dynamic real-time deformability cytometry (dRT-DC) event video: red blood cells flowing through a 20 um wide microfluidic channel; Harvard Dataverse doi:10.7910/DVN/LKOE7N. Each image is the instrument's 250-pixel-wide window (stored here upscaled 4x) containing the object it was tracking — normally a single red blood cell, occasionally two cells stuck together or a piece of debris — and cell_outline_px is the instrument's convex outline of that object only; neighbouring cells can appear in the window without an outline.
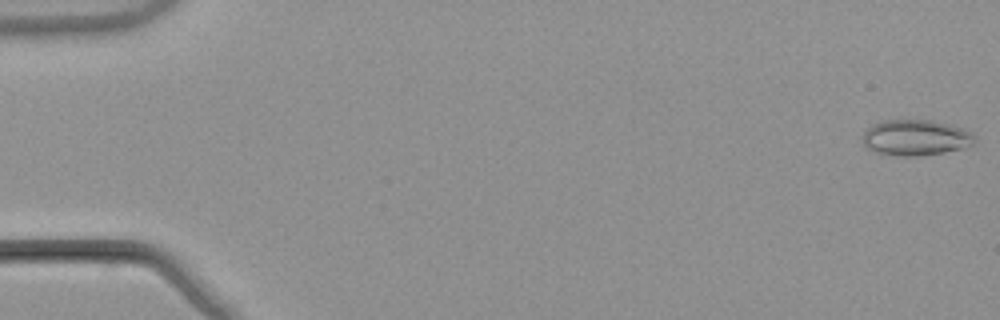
{"species": "common noctule bat (a hibernating species)", "species_latin": "Nyctalus noctula", "temperature_condition": "warm", "stored_images_in_passage": 53, "camera_frame_rate_fps": 3000, "um_per_image_px": 0.085, "animal": {"sex": "male", "body_mass_g": 21.5, "forearm_length_mm": 52.0}, "frame": {"image": 1, "passage_image": 1, "time_ms": 0.0, "image_size_px": [1000, 320], "cell_outline_px": [[976, 140], [972, 144], [960, 148], [944, 152], [916, 156], [880, 156], [868, 148], [864, 144], [864, 132], [872, 124], [880, 120], [932, 120], [968, 128], [976, 136]], "centroid_in_image_um": [77.83, 11.7], "position_along_channel_um": 7.2, "area_um2": 23.81}}
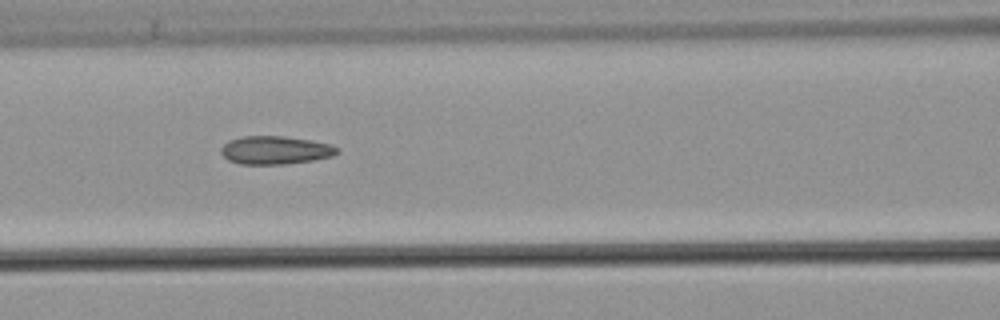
{"frame": {"image": 2, "passage_image": 24, "time_ms": 7.667, "image_size_px": [1000, 320], "cell_outline_px": [[340, 152], [332, 156], [312, 160], [284, 164], [240, 164], [228, 160], [220, 152], [220, 148], [228, 140], [240, 136], [284, 136], [312, 140], [332, 144], [340, 148]], "centroid_in_image_um": [23.41, 12.75], "position_along_channel_um": 143.2, "area_um2": 19.31}}
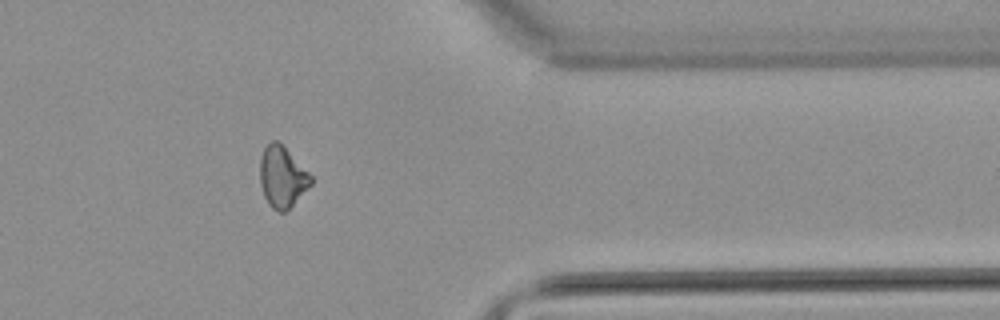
{"frame": {"image": 3, "passage_image": 44, "time_ms": 14.333, "image_size_px": [1000, 320], "cell_outline_px": [[312, 184], [284, 212], [280, 212], [272, 208], [268, 204], [264, 196], [260, 184], [260, 156], [264, 148], [272, 140], [276, 140], [312, 176]], "centroid_in_image_um": [23.96, 15.05], "position_along_channel_um": 387.4, "area_um2": 17.69}, "authors_computed_cell_mechanics": {"area_um2": 19.0162, "velocity_mm_per_s": 3.8903, "shape_relaxation_time_tau1_ms": null, "shape_relaxation_time_tau2_ms": 3.4858, "deformation_change_tau1": null, "deformation_change_tau2": 0.0918}}